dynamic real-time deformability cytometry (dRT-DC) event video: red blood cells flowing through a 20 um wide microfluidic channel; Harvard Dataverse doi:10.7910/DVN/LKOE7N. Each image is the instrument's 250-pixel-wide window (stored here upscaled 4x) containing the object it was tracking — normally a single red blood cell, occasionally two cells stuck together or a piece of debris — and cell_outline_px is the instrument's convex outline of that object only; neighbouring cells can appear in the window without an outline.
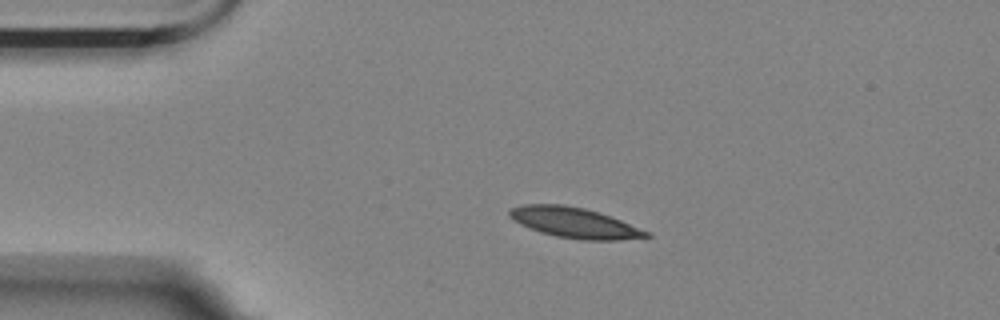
{"species": "Egyptian fruit bat (a non-hibernating species)", "species_latin": "Rousettus aegyptiacus", "temperature_condition": "room temperature", "stored_images_in_passage": 5, "camera_frame_rate_fps": 3000, "um_per_image_px": 0.085, "animal": {"sex": "female"}, "frame": {"image": 1, "passage_image": 4, "time_ms": 1.0, "image_size_px": [1000, 320], "cell_outline_px": [[652, 236], [620, 240], [580, 240], [556, 236], [540, 232], [528, 228], [512, 220], [508, 216], [508, 212], [512, 208], [524, 204], [564, 204], [584, 208], [620, 220], [652, 232]], "centroid_in_image_um": [48.82, 18.94], "position_along_channel_um": 36.2, "area_um2": 24.28}}